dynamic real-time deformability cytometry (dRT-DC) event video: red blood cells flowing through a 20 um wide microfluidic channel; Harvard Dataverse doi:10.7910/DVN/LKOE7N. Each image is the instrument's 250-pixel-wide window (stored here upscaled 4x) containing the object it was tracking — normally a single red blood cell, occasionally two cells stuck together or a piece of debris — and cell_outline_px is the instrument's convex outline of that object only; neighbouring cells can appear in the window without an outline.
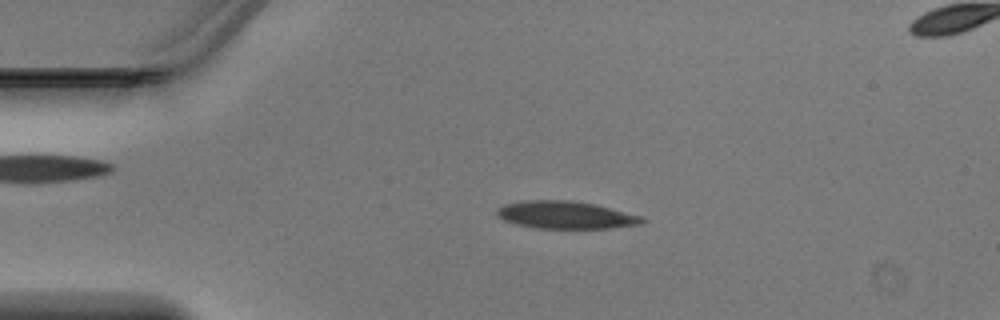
{"species": "Egyptian fruit bat (a non-hibernating species)", "species_latin": "Rousettus aegyptiacus", "temperature_condition": "warm", "stored_images_in_passage": 45, "camera_frame_rate_fps": 3000, "um_per_image_px": 0.085, "animal": {"sex": "male"}, "frame": {"image": 1, "passage_image": 9, "time_ms": 2.667, "image_size_px": [1000, 320], "cell_outline_px": [[648, 220], [640, 224], [608, 228], [540, 228], [516, 224], [504, 220], [496, 212], [496, 208], [504, 204], [524, 200], [572, 200], [596, 204], [640, 216]], "centroid_in_image_um": [48.07, 18.26], "position_along_channel_um": 36.9, "area_um2": 23.18}}
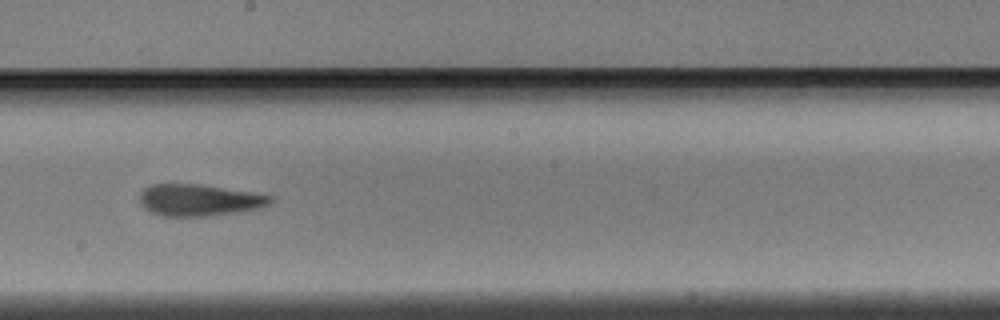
{"frame": {"image": 2, "passage_image": 25, "time_ms": 8.0, "image_size_px": [1000, 320], "cell_outline_px": [[272, 200], [268, 204], [260, 208], [244, 212], [212, 216], [160, 216], [152, 212], [140, 200], [140, 192], [144, 188], [152, 184], [196, 184], [252, 192], [272, 196]], "centroid_in_image_um": [16.97, 17.02], "position_along_channel_um": 231.2, "area_um2": 24.04}}
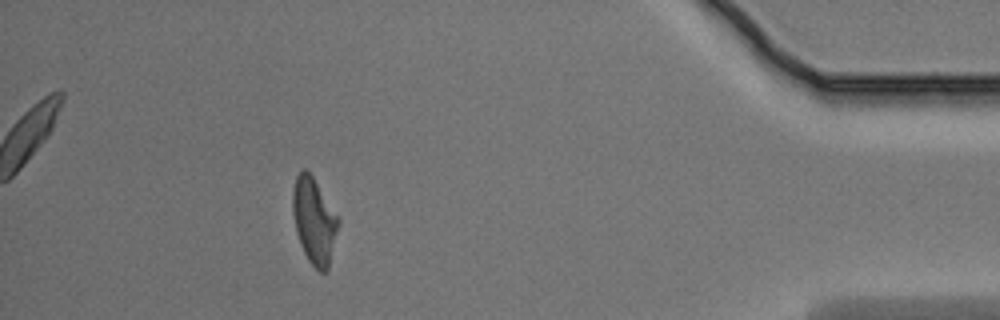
{"frame": {"image": 3, "passage_image": 41, "time_ms": 13.333, "image_size_px": [1000, 320], "cell_outline_px": [[340, 224], [328, 272], [320, 272], [308, 260], [304, 252], [296, 232], [292, 212], [292, 192], [296, 176], [304, 168], [312, 176], [340, 220]], "centroid_in_image_um": [26.71, 18.81], "position_along_channel_um": 408.5, "area_um2": 22.83}}